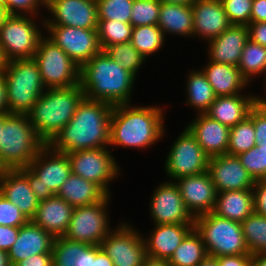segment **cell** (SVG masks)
Returning a JSON list of instances; mask_svg holds the SVG:
<instances>
[{
  "label": "cell",
  "instance_id": "1",
  "mask_svg": "<svg viewBox=\"0 0 266 266\" xmlns=\"http://www.w3.org/2000/svg\"><path fill=\"white\" fill-rule=\"evenodd\" d=\"M113 106L83 98L74 116L48 145L56 152L68 154L98 149L110 144V121Z\"/></svg>",
  "mask_w": 266,
  "mask_h": 266
},
{
  "label": "cell",
  "instance_id": "2",
  "mask_svg": "<svg viewBox=\"0 0 266 266\" xmlns=\"http://www.w3.org/2000/svg\"><path fill=\"white\" fill-rule=\"evenodd\" d=\"M164 112L158 106H113L110 121V146L146 149L160 140Z\"/></svg>",
  "mask_w": 266,
  "mask_h": 266
},
{
  "label": "cell",
  "instance_id": "3",
  "mask_svg": "<svg viewBox=\"0 0 266 266\" xmlns=\"http://www.w3.org/2000/svg\"><path fill=\"white\" fill-rule=\"evenodd\" d=\"M135 77L104 51L93 56L80 68V85L85 98L112 106L131 103Z\"/></svg>",
  "mask_w": 266,
  "mask_h": 266
},
{
  "label": "cell",
  "instance_id": "4",
  "mask_svg": "<svg viewBox=\"0 0 266 266\" xmlns=\"http://www.w3.org/2000/svg\"><path fill=\"white\" fill-rule=\"evenodd\" d=\"M84 97L80 84L45 89L27 115L46 144L69 123Z\"/></svg>",
  "mask_w": 266,
  "mask_h": 266
},
{
  "label": "cell",
  "instance_id": "5",
  "mask_svg": "<svg viewBox=\"0 0 266 266\" xmlns=\"http://www.w3.org/2000/svg\"><path fill=\"white\" fill-rule=\"evenodd\" d=\"M46 145L30 123L28 115L10 114L2 128L0 170L28 167Z\"/></svg>",
  "mask_w": 266,
  "mask_h": 266
},
{
  "label": "cell",
  "instance_id": "6",
  "mask_svg": "<svg viewBox=\"0 0 266 266\" xmlns=\"http://www.w3.org/2000/svg\"><path fill=\"white\" fill-rule=\"evenodd\" d=\"M10 114H28L46 88L34 58L10 60L2 70Z\"/></svg>",
  "mask_w": 266,
  "mask_h": 266
},
{
  "label": "cell",
  "instance_id": "7",
  "mask_svg": "<svg viewBox=\"0 0 266 266\" xmlns=\"http://www.w3.org/2000/svg\"><path fill=\"white\" fill-rule=\"evenodd\" d=\"M18 170L28 179L39 201L56 195L72 173L68 155L54 151L48 144L36 155L28 167Z\"/></svg>",
  "mask_w": 266,
  "mask_h": 266
},
{
  "label": "cell",
  "instance_id": "8",
  "mask_svg": "<svg viewBox=\"0 0 266 266\" xmlns=\"http://www.w3.org/2000/svg\"><path fill=\"white\" fill-rule=\"evenodd\" d=\"M194 228L201 235L209 256L251 255L240 222L210 212L195 217Z\"/></svg>",
  "mask_w": 266,
  "mask_h": 266
},
{
  "label": "cell",
  "instance_id": "9",
  "mask_svg": "<svg viewBox=\"0 0 266 266\" xmlns=\"http://www.w3.org/2000/svg\"><path fill=\"white\" fill-rule=\"evenodd\" d=\"M45 37L40 38L34 59L46 89L80 84V67L62 48Z\"/></svg>",
  "mask_w": 266,
  "mask_h": 266
},
{
  "label": "cell",
  "instance_id": "10",
  "mask_svg": "<svg viewBox=\"0 0 266 266\" xmlns=\"http://www.w3.org/2000/svg\"><path fill=\"white\" fill-rule=\"evenodd\" d=\"M42 36L31 16L7 15L0 28V46L5 60L34 58Z\"/></svg>",
  "mask_w": 266,
  "mask_h": 266
},
{
  "label": "cell",
  "instance_id": "11",
  "mask_svg": "<svg viewBox=\"0 0 266 266\" xmlns=\"http://www.w3.org/2000/svg\"><path fill=\"white\" fill-rule=\"evenodd\" d=\"M110 196L107 195L96 204L74 207L69 227L63 237L89 245H100L112 231L106 212Z\"/></svg>",
  "mask_w": 266,
  "mask_h": 266
},
{
  "label": "cell",
  "instance_id": "12",
  "mask_svg": "<svg viewBox=\"0 0 266 266\" xmlns=\"http://www.w3.org/2000/svg\"><path fill=\"white\" fill-rule=\"evenodd\" d=\"M209 156L188 130L177 137L165 161V173L172 179L197 175L208 171Z\"/></svg>",
  "mask_w": 266,
  "mask_h": 266
},
{
  "label": "cell",
  "instance_id": "13",
  "mask_svg": "<svg viewBox=\"0 0 266 266\" xmlns=\"http://www.w3.org/2000/svg\"><path fill=\"white\" fill-rule=\"evenodd\" d=\"M72 173L96 183L108 195V185L119 174V167L107 147L79 150L67 154Z\"/></svg>",
  "mask_w": 266,
  "mask_h": 266
},
{
  "label": "cell",
  "instance_id": "14",
  "mask_svg": "<svg viewBox=\"0 0 266 266\" xmlns=\"http://www.w3.org/2000/svg\"><path fill=\"white\" fill-rule=\"evenodd\" d=\"M48 38L62 48L81 68L102 51L97 29H82L62 25H44Z\"/></svg>",
  "mask_w": 266,
  "mask_h": 266
},
{
  "label": "cell",
  "instance_id": "15",
  "mask_svg": "<svg viewBox=\"0 0 266 266\" xmlns=\"http://www.w3.org/2000/svg\"><path fill=\"white\" fill-rule=\"evenodd\" d=\"M117 227L102 240L101 249L114 266H142L147 257L142 235L126 223Z\"/></svg>",
  "mask_w": 266,
  "mask_h": 266
},
{
  "label": "cell",
  "instance_id": "16",
  "mask_svg": "<svg viewBox=\"0 0 266 266\" xmlns=\"http://www.w3.org/2000/svg\"><path fill=\"white\" fill-rule=\"evenodd\" d=\"M45 7L51 18L43 25H62L82 29H97L98 10L96 0H46Z\"/></svg>",
  "mask_w": 266,
  "mask_h": 266
},
{
  "label": "cell",
  "instance_id": "17",
  "mask_svg": "<svg viewBox=\"0 0 266 266\" xmlns=\"http://www.w3.org/2000/svg\"><path fill=\"white\" fill-rule=\"evenodd\" d=\"M170 181L160 184L150 200V215L155 225L194 224L195 218L187 210L177 184Z\"/></svg>",
  "mask_w": 266,
  "mask_h": 266
},
{
  "label": "cell",
  "instance_id": "18",
  "mask_svg": "<svg viewBox=\"0 0 266 266\" xmlns=\"http://www.w3.org/2000/svg\"><path fill=\"white\" fill-rule=\"evenodd\" d=\"M175 181L187 210L195 218L213 212L217 191L208 171L179 178Z\"/></svg>",
  "mask_w": 266,
  "mask_h": 266
},
{
  "label": "cell",
  "instance_id": "19",
  "mask_svg": "<svg viewBox=\"0 0 266 266\" xmlns=\"http://www.w3.org/2000/svg\"><path fill=\"white\" fill-rule=\"evenodd\" d=\"M208 172L217 193L252 189L255 180L235 155L223 154L209 158Z\"/></svg>",
  "mask_w": 266,
  "mask_h": 266
},
{
  "label": "cell",
  "instance_id": "20",
  "mask_svg": "<svg viewBox=\"0 0 266 266\" xmlns=\"http://www.w3.org/2000/svg\"><path fill=\"white\" fill-rule=\"evenodd\" d=\"M191 5L194 37L209 42L232 25L220 0H195Z\"/></svg>",
  "mask_w": 266,
  "mask_h": 266
},
{
  "label": "cell",
  "instance_id": "21",
  "mask_svg": "<svg viewBox=\"0 0 266 266\" xmlns=\"http://www.w3.org/2000/svg\"><path fill=\"white\" fill-rule=\"evenodd\" d=\"M55 238L29 220L19 227L16 241L8 251L10 265L36 254L52 253Z\"/></svg>",
  "mask_w": 266,
  "mask_h": 266
},
{
  "label": "cell",
  "instance_id": "22",
  "mask_svg": "<svg viewBox=\"0 0 266 266\" xmlns=\"http://www.w3.org/2000/svg\"><path fill=\"white\" fill-rule=\"evenodd\" d=\"M196 116L198 117L186 127L194 135L203 151L209 157L227 154L230 127L211 119L205 113H199Z\"/></svg>",
  "mask_w": 266,
  "mask_h": 266
},
{
  "label": "cell",
  "instance_id": "23",
  "mask_svg": "<svg viewBox=\"0 0 266 266\" xmlns=\"http://www.w3.org/2000/svg\"><path fill=\"white\" fill-rule=\"evenodd\" d=\"M193 229L194 224L155 225L151 234L145 239L143 237L146 255L154 259L169 260L177 247Z\"/></svg>",
  "mask_w": 266,
  "mask_h": 266
},
{
  "label": "cell",
  "instance_id": "24",
  "mask_svg": "<svg viewBox=\"0 0 266 266\" xmlns=\"http://www.w3.org/2000/svg\"><path fill=\"white\" fill-rule=\"evenodd\" d=\"M248 40L249 31L246 25H231L208 42V60L238 67L242 50Z\"/></svg>",
  "mask_w": 266,
  "mask_h": 266
},
{
  "label": "cell",
  "instance_id": "25",
  "mask_svg": "<svg viewBox=\"0 0 266 266\" xmlns=\"http://www.w3.org/2000/svg\"><path fill=\"white\" fill-rule=\"evenodd\" d=\"M0 193L16 205L31 220L39 200L32 191L28 179L18 170H0Z\"/></svg>",
  "mask_w": 266,
  "mask_h": 266
},
{
  "label": "cell",
  "instance_id": "26",
  "mask_svg": "<svg viewBox=\"0 0 266 266\" xmlns=\"http://www.w3.org/2000/svg\"><path fill=\"white\" fill-rule=\"evenodd\" d=\"M73 210L74 207L67 201L54 195L39 202L31 221L54 238L63 237L69 227Z\"/></svg>",
  "mask_w": 266,
  "mask_h": 266
},
{
  "label": "cell",
  "instance_id": "27",
  "mask_svg": "<svg viewBox=\"0 0 266 266\" xmlns=\"http://www.w3.org/2000/svg\"><path fill=\"white\" fill-rule=\"evenodd\" d=\"M257 102V96L254 95L218 96L205 114L231 128L243 121Z\"/></svg>",
  "mask_w": 266,
  "mask_h": 266
},
{
  "label": "cell",
  "instance_id": "28",
  "mask_svg": "<svg viewBox=\"0 0 266 266\" xmlns=\"http://www.w3.org/2000/svg\"><path fill=\"white\" fill-rule=\"evenodd\" d=\"M202 71L217 97L241 94L249 83L233 65L209 61Z\"/></svg>",
  "mask_w": 266,
  "mask_h": 266
},
{
  "label": "cell",
  "instance_id": "29",
  "mask_svg": "<svg viewBox=\"0 0 266 266\" xmlns=\"http://www.w3.org/2000/svg\"><path fill=\"white\" fill-rule=\"evenodd\" d=\"M254 212L253 190H230L217 193L213 213L229 220L243 222Z\"/></svg>",
  "mask_w": 266,
  "mask_h": 266
},
{
  "label": "cell",
  "instance_id": "30",
  "mask_svg": "<svg viewBox=\"0 0 266 266\" xmlns=\"http://www.w3.org/2000/svg\"><path fill=\"white\" fill-rule=\"evenodd\" d=\"M56 195L71 206L79 207L96 204L108 194L96 183L71 173Z\"/></svg>",
  "mask_w": 266,
  "mask_h": 266
},
{
  "label": "cell",
  "instance_id": "31",
  "mask_svg": "<svg viewBox=\"0 0 266 266\" xmlns=\"http://www.w3.org/2000/svg\"><path fill=\"white\" fill-rule=\"evenodd\" d=\"M53 266H94L96 245L57 237L52 249Z\"/></svg>",
  "mask_w": 266,
  "mask_h": 266
},
{
  "label": "cell",
  "instance_id": "32",
  "mask_svg": "<svg viewBox=\"0 0 266 266\" xmlns=\"http://www.w3.org/2000/svg\"><path fill=\"white\" fill-rule=\"evenodd\" d=\"M157 26L164 33L193 36L192 5L161 3Z\"/></svg>",
  "mask_w": 266,
  "mask_h": 266
},
{
  "label": "cell",
  "instance_id": "33",
  "mask_svg": "<svg viewBox=\"0 0 266 266\" xmlns=\"http://www.w3.org/2000/svg\"><path fill=\"white\" fill-rule=\"evenodd\" d=\"M187 79L186 103L198 109V113H205L217 97L212 86L202 70L191 71Z\"/></svg>",
  "mask_w": 266,
  "mask_h": 266
},
{
  "label": "cell",
  "instance_id": "34",
  "mask_svg": "<svg viewBox=\"0 0 266 266\" xmlns=\"http://www.w3.org/2000/svg\"><path fill=\"white\" fill-rule=\"evenodd\" d=\"M208 255L201 235L194 228L168 260L170 266H197Z\"/></svg>",
  "mask_w": 266,
  "mask_h": 266
},
{
  "label": "cell",
  "instance_id": "35",
  "mask_svg": "<svg viewBox=\"0 0 266 266\" xmlns=\"http://www.w3.org/2000/svg\"><path fill=\"white\" fill-rule=\"evenodd\" d=\"M242 76L250 82L254 76L266 74V48L250 39L242 50L238 63Z\"/></svg>",
  "mask_w": 266,
  "mask_h": 266
},
{
  "label": "cell",
  "instance_id": "36",
  "mask_svg": "<svg viewBox=\"0 0 266 266\" xmlns=\"http://www.w3.org/2000/svg\"><path fill=\"white\" fill-rule=\"evenodd\" d=\"M164 33L157 25L136 26L132 28V46L144 57L154 54L164 46Z\"/></svg>",
  "mask_w": 266,
  "mask_h": 266
},
{
  "label": "cell",
  "instance_id": "37",
  "mask_svg": "<svg viewBox=\"0 0 266 266\" xmlns=\"http://www.w3.org/2000/svg\"><path fill=\"white\" fill-rule=\"evenodd\" d=\"M241 227L250 254L266 253V217L253 212Z\"/></svg>",
  "mask_w": 266,
  "mask_h": 266
},
{
  "label": "cell",
  "instance_id": "38",
  "mask_svg": "<svg viewBox=\"0 0 266 266\" xmlns=\"http://www.w3.org/2000/svg\"><path fill=\"white\" fill-rule=\"evenodd\" d=\"M255 145V127L249 116L230 128L227 154L237 156Z\"/></svg>",
  "mask_w": 266,
  "mask_h": 266
},
{
  "label": "cell",
  "instance_id": "39",
  "mask_svg": "<svg viewBox=\"0 0 266 266\" xmlns=\"http://www.w3.org/2000/svg\"><path fill=\"white\" fill-rule=\"evenodd\" d=\"M133 26L117 20H99L97 33L102 51L110 45L131 41Z\"/></svg>",
  "mask_w": 266,
  "mask_h": 266
},
{
  "label": "cell",
  "instance_id": "40",
  "mask_svg": "<svg viewBox=\"0 0 266 266\" xmlns=\"http://www.w3.org/2000/svg\"><path fill=\"white\" fill-rule=\"evenodd\" d=\"M103 51L135 76L146 59L132 46L131 42L113 44L107 46Z\"/></svg>",
  "mask_w": 266,
  "mask_h": 266
},
{
  "label": "cell",
  "instance_id": "41",
  "mask_svg": "<svg viewBox=\"0 0 266 266\" xmlns=\"http://www.w3.org/2000/svg\"><path fill=\"white\" fill-rule=\"evenodd\" d=\"M161 2L159 0H134L130 24L133 27L157 25Z\"/></svg>",
  "mask_w": 266,
  "mask_h": 266
},
{
  "label": "cell",
  "instance_id": "42",
  "mask_svg": "<svg viewBox=\"0 0 266 266\" xmlns=\"http://www.w3.org/2000/svg\"><path fill=\"white\" fill-rule=\"evenodd\" d=\"M99 20L130 23L134 0H96Z\"/></svg>",
  "mask_w": 266,
  "mask_h": 266
},
{
  "label": "cell",
  "instance_id": "43",
  "mask_svg": "<svg viewBox=\"0 0 266 266\" xmlns=\"http://www.w3.org/2000/svg\"><path fill=\"white\" fill-rule=\"evenodd\" d=\"M237 157L255 181L266 179V146L255 145Z\"/></svg>",
  "mask_w": 266,
  "mask_h": 266
},
{
  "label": "cell",
  "instance_id": "44",
  "mask_svg": "<svg viewBox=\"0 0 266 266\" xmlns=\"http://www.w3.org/2000/svg\"><path fill=\"white\" fill-rule=\"evenodd\" d=\"M232 25L250 24L253 0H220Z\"/></svg>",
  "mask_w": 266,
  "mask_h": 266
},
{
  "label": "cell",
  "instance_id": "45",
  "mask_svg": "<svg viewBox=\"0 0 266 266\" xmlns=\"http://www.w3.org/2000/svg\"><path fill=\"white\" fill-rule=\"evenodd\" d=\"M28 221L20 209L0 193V225L21 227Z\"/></svg>",
  "mask_w": 266,
  "mask_h": 266
},
{
  "label": "cell",
  "instance_id": "46",
  "mask_svg": "<svg viewBox=\"0 0 266 266\" xmlns=\"http://www.w3.org/2000/svg\"><path fill=\"white\" fill-rule=\"evenodd\" d=\"M46 0H6L5 12L7 15L37 17V10L45 8Z\"/></svg>",
  "mask_w": 266,
  "mask_h": 266
},
{
  "label": "cell",
  "instance_id": "47",
  "mask_svg": "<svg viewBox=\"0 0 266 266\" xmlns=\"http://www.w3.org/2000/svg\"><path fill=\"white\" fill-rule=\"evenodd\" d=\"M248 116L253 120L255 127L256 145L266 146V102L258 101Z\"/></svg>",
  "mask_w": 266,
  "mask_h": 266
},
{
  "label": "cell",
  "instance_id": "48",
  "mask_svg": "<svg viewBox=\"0 0 266 266\" xmlns=\"http://www.w3.org/2000/svg\"><path fill=\"white\" fill-rule=\"evenodd\" d=\"M252 190L254 212L266 217V179L256 180Z\"/></svg>",
  "mask_w": 266,
  "mask_h": 266
},
{
  "label": "cell",
  "instance_id": "49",
  "mask_svg": "<svg viewBox=\"0 0 266 266\" xmlns=\"http://www.w3.org/2000/svg\"><path fill=\"white\" fill-rule=\"evenodd\" d=\"M19 227L0 225V250L8 252L17 239Z\"/></svg>",
  "mask_w": 266,
  "mask_h": 266
},
{
  "label": "cell",
  "instance_id": "50",
  "mask_svg": "<svg viewBox=\"0 0 266 266\" xmlns=\"http://www.w3.org/2000/svg\"><path fill=\"white\" fill-rule=\"evenodd\" d=\"M247 27L249 39L266 48V22H250Z\"/></svg>",
  "mask_w": 266,
  "mask_h": 266
},
{
  "label": "cell",
  "instance_id": "51",
  "mask_svg": "<svg viewBox=\"0 0 266 266\" xmlns=\"http://www.w3.org/2000/svg\"><path fill=\"white\" fill-rule=\"evenodd\" d=\"M14 266H53V256L52 253L32 255Z\"/></svg>",
  "mask_w": 266,
  "mask_h": 266
},
{
  "label": "cell",
  "instance_id": "52",
  "mask_svg": "<svg viewBox=\"0 0 266 266\" xmlns=\"http://www.w3.org/2000/svg\"><path fill=\"white\" fill-rule=\"evenodd\" d=\"M252 255H227L217 257L219 266H250Z\"/></svg>",
  "mask_w": 266,
  "mask_h": 266
},
{
  "label": "cell",
  "instance_id": "53",
  "mask_svg": "<svg viewBox=\"0 0 266 266\" xmlns=\"http://www.w3.org/2000/svg\"><path fill=\"white\" fill-rule=\"evenodd\" d=\"M250 22H266V0H253Z\"/></svg>",
  "mask_w": 266,
  "mask_h": 266
},
{
  "label": "cell",
  "instance_id": "54",
  "mask_svg": "<svg viewBox=\"0 0 266 266\" xmlns=\"http://www.w3.org/2000/svg\"><path fill=\"white\" fill-rule=\"evenodd\" d=\"M8 102L4 74L0 72V113H8Z\"/></svg>",
  "mask_w": 266,
  "mask_h": 266
},
{
  "label": "cell",
  "instance_id": "55",
  "mask_svg": "<svg viewBox=\"0 0 266 266\" xmlns=\"http://www.w3.org/2000/svg\"><path fill=\"white\" fill-rule=\"evenodd\" d=\"M94 266H114L111 258L101 249L100 245H96Z\"/></svg>",
  "mask_w": 266,
  "mask_h": 266
},
{
  "label": "cell",
  "instance_id": "56",
  "mask_svg": "<svg viewBox=\"0 0 266 266\" xmlns=\"http://www.w3.org/2000/svg\"><path fill=\"white\" fill-rule=\"evenodd\" d=\"M142 266H170V264L168 260L154 259L147 256Z\"/></svg>",
  "mask_w": 266,
  "mask_h": 266
},
{
  "label": "cell",
  "instance_id": "57",
  "mask_svg": "<svg viewBox=\"0 0 266 266\" xmlns=\"http://www.w3.org/2000/svg\"><path fill=\"white\" fill-rule=\"evenodd\" d=\"M250 266H266V253L252 255Z\"/></svg>",
  "mask_w": 266,
  "mask_h": 266
},
{
  "label": "cell",
  "instance_id": "58",
  "mask_svg": "<svg viewBox=\"0 0 266 266\" xmlns=\"http://www.w3.org/2000/svg\"><path fill=\"white\" fill-rule=\"evenodd\" d=\"M197 266H219L217 257L207 255Z\"/></svg>",
  "mask_w": 266,
  "mask_h": 266
},
{
  "label": "cell",
  "instance_id": "59",
  "mask_svg": "<svg viewBox=\"0 0 266 266\" xmlns=\"http://www.w3.org/2000/svg\"><path fill=\"white\" fill-rule=\"evenodd\" d=\"M0 266H11L8 259V252L0 250Z\"/></svg>",
  "mask_w": 266,
  "mask_h": 266
},
{
  "label": "cell",
  "instance_id": "60",
  "mask_svg": "<svg viewBox=\"0 0 266 266\" xmlns=\"http://www.w3.org/2000/svg\"><path fill=\"white\" fill-rule=\"evenodd\" d=\"M161 3L191 5L195 0H159Z\"/></svg>",
  "mask_w": 266,
  "mask_h": 266
},
{
  "label": "cell",
  "instance_id": "61",
  "mask_svg": "<svg viewBox=\"0 0 266 266\" xmlns=\"http://www.w3.org/2000/svg\"><path fill=\"white\" fill-rule=\"evenodd\" d=\"M10 115V113H0V143L2 142V128L4 126L5 119ZM1 148V146H0Z\"/></svg>",
  "mask_w": 266,
  "mask_h": 266
},
{
  "label": "cell",
  "instance_id": "62",
  "mask_svg": "<svg viewBox=\"0 0 266 266\" xmlns=\"http://www.w3.org/2000/svg\"><path fill=\"white\" fill-rule=\"evenodd\" d=\"M7 61L4 58L1 46H0V72L3 70V68L5 67Z\"/></svg>",
  "mask_w": 266,
  "mask_h": 266
},
{
  "label": "cell",
  "instance_id": "63",
  "mask_svg": "<svg viewBox=\"0 0 266 266\" xmlns=\"http://www.w3.org/2000/svg\"><path fill=\"white\" fill-rule=\"evenodd\" d=\"M6 16H7V14L5 12L4 7L0 5V28H1V25H2V22H3L4 18Z\"/></svg>",
  "mask_w": 266,
  "mask_h": 266
},
{
  "label": "cell",
  "instance_id": "64",
  "mask_svg": "<svg viewBox=\"0 0 266 266\" xmlns=\"http://www.w3.org/2000/svg\"><path fill=\"white\" fill-rule=\"evenodd\" d=\"M0 5L5 8V6H6V0H0Z\"/></svg>",
  "mask_w": 266,
  "mask_h": 266
},
{
  "label": "cell",
  "instance_id": "65",
  "mask_svg": "<svg viewBox=\"0 0 266 266\" xmlns=\"http://www.w3.org/2000/svg\"><path fill=\"white\" fill-rule=\"evenodd\" d=\"M258 101L266 102V98L257 96Z\"/></svg>",
  "mask_w": 266,
  "mask_h": 266
}]
</instances>
